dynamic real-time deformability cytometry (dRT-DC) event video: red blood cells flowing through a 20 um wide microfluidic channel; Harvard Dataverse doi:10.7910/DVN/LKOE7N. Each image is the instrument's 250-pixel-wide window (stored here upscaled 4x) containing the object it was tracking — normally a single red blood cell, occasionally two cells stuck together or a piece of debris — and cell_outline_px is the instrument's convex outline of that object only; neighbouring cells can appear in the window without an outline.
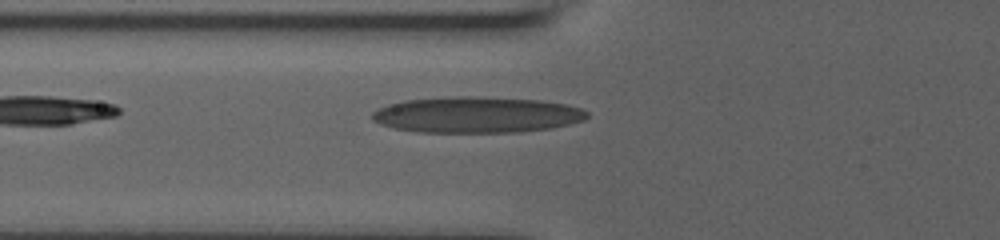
{"species": "human", "species_latin": "Homo sapiens", "temperature_condition": "room temperature", "stored_images_in_passage": 7, "camera_frame_rate_fps": 3000, "um_per_image_px": 0.085, "donor": {"sex": "male"}, "frame": {"image": 1, "passage_image": 7, "time_ms": 4.0, "image_size_px": [1000, 240], "cell_outline_px": [[588, 116], [584, 120], [552, 128], [520, 132], [416, 132], [392, 128], [380, 124], [372, 120], [372, 112], [388, 104], [404, 100], [456, 96], [468, 96], [540, 100], [564, 104], [580, 108], [588, 112]], "centroid_in_image_um": [40.49, 9.76], "position_along_channel_um": 85.3, "area_um2": 45.14}}